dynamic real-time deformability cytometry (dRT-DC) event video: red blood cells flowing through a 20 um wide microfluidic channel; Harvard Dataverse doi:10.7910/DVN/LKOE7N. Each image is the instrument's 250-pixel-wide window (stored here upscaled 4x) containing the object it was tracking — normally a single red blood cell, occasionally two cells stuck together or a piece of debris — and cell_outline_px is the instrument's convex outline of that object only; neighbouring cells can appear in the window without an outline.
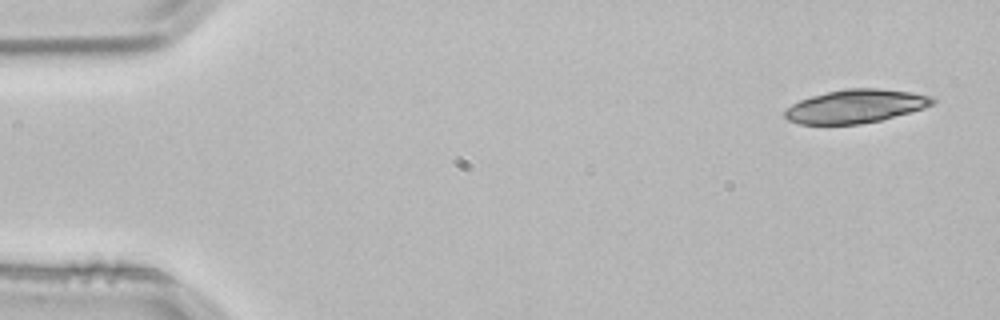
{"species": "common noctule bat (a hibernating species)", "species_latin": "Nyctalus noctula", "temperature_condition": "room temperature", "stored_images_in_passage": 2, "camera_frame_rate_fps": 3000, "um_per_image_px": 0.085, "animal": {"sex": "male", "body_mass_g": 21.5, "forearm_length_mm": 52.0}, "frame": {"image": 1, "passage_image": 1, "time_ms": 0.0, "image_size_px": [1000, 320], "cell_outline_px": [[936, 100], [932, 104], [924, 108], [880, 120], [860, 124], [800, 124], [788, 120], [784, 116], [784, 112], [792, 104], [800, 100], [812, 96], [844, 88], [880, 88], [908, 92], [932, 96]], "centroid_in_image_um": [72.72, 9.03], "position_along_channel_um": 12.3, "area_um2": 28.55}}